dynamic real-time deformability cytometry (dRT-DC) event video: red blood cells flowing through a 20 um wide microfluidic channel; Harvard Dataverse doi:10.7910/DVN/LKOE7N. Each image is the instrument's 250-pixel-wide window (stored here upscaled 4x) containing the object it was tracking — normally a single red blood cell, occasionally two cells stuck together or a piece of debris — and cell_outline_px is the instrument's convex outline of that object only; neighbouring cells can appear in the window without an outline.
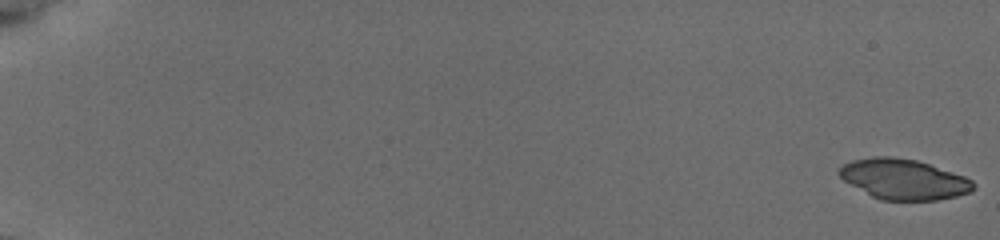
{"species": "common noctule bat (a hibernating species)", "species_latin": "Nyctalus noctula", "temperature_condition": "cold", "stored_images_in_passage": 24, "camera_frame_rate_fps": 3000, "um_per_image_px": 0.085, "animal": {"sex": "female", "body_mass_g": 19.5, "forearm_length_mm": 54.1}, "frame": {"image": 1, "passage_image": 1, "time_ms": 0.0, "image_size_px": [1000, 240], "cell_outline_px": [[976, 184], [968, 192], [956, 196], [936, 200], [880, 200], [872, 196], [844, 180], [836, 172], [844, 164], [852, 160], [872, 156], [888, 156], [916, 160], [964, 176], [972, 180]], "centroid_in_image_um": [76.78, 15.23], "position_along_channel_um": 8.2, "area_um2": 31.15}}